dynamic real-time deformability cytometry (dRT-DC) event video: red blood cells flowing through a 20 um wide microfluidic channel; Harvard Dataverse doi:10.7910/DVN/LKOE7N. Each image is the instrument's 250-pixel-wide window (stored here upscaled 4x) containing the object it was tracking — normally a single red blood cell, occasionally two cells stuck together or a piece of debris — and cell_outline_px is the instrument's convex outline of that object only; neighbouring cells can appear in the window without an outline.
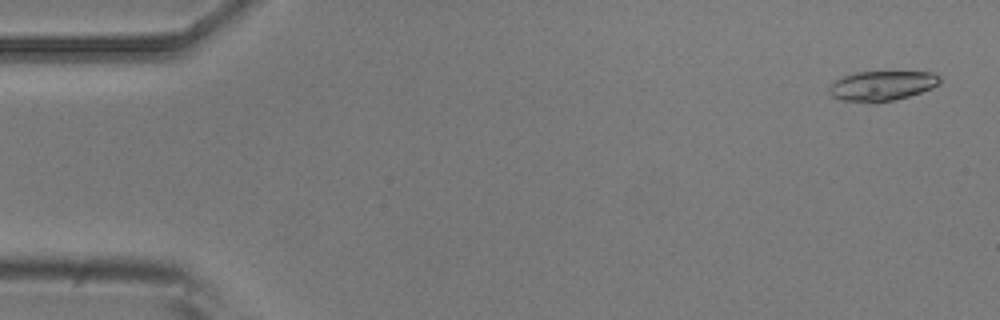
{"species": "common noctule bat (a hibernating species)", "species_latin": "Nyctalus noctula", "temperature_condition": "room temperature", "stored_images_in_passage": 51, "camera_frame_rate_fps": 3000, "um_per_image_px": 0.085, "animal": {"sex": "male", "body_mass_g": 20.5, "forearm_length_mm": 52.5}, "frame": {"image": 1, "passage_image": 2, "time_ms": 0.333, "image_size_px": [1000, 320], "cell_outline_px": [[940, 84], [932, 88], [908, 96], [876, 104], [868, 104], [844, 100], [832, 96], [828, 92], [828, 88], [836, 80], [844, 76], [856, 72], [932, 72], [940, 76]], "centroid_in_image_um": [74.96, 7.31], "position_along_channel_um": 10.0, "area_um2": 19.36}}
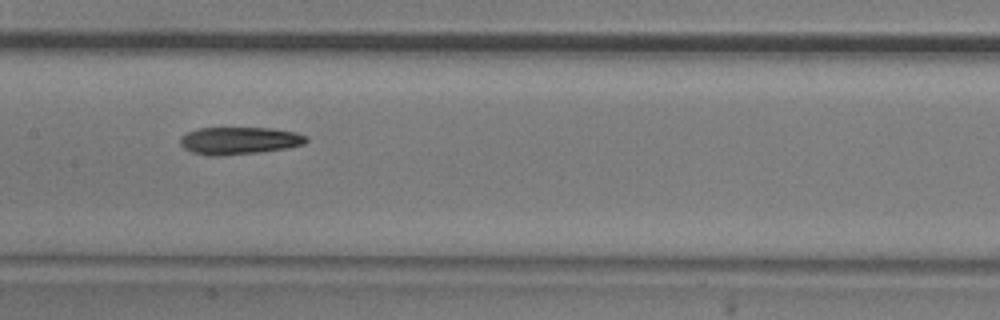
{"frame": {"image": 2, "passage_image": 25, "time_ms": 8.0, "image_size_px": [1000, 320], "cell_outline_px": [[308, 140], [304, 144], [288, 148], [256, 152], [220, 156], [208, 156], [192, 152], [184, 148], [180, 144], [180, 136], [188, 132], [200, 128], [272, 128], [296, 132], [308, 136]], "centroid_in_image_um": [20.34, 11.95], "position_along_channel_um": 187.1, "area_um2": 20.17}}
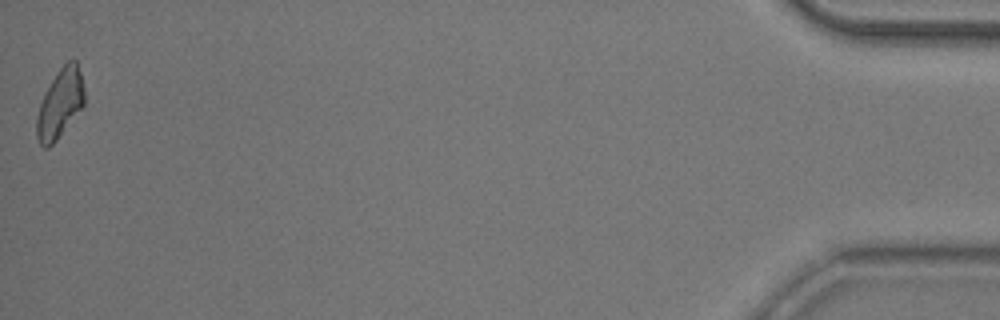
{"frame": {"image": 3, "passage_image": 51, "time_ms": 16.667, "image_size_px": [1000, 320], "cell_outline_px": [[84, 104], [56, 140], [48, 148], [44, 148], [40, 144], [36, 136], [36, 116], [44, 92], [56, 72], [68, 60], [76, 60], [80, 72], [84, 88]], "centroid_in_image_um": [5.08, 8.79], "position_along_channel_um": 430.1, "area_um2": 19.02}, "authors_computed_cell_mechanics": {"area_um2": 19.941, "velocity_mm_per_s": 3.9263, "shape_relaxation_time_tau1_ms": 3.3394, "shape_relaxation_time_tau2_ms": 6.008, "deformation_change_tau1": 0.1419, "deformation_change_tau2": 0.1367}}